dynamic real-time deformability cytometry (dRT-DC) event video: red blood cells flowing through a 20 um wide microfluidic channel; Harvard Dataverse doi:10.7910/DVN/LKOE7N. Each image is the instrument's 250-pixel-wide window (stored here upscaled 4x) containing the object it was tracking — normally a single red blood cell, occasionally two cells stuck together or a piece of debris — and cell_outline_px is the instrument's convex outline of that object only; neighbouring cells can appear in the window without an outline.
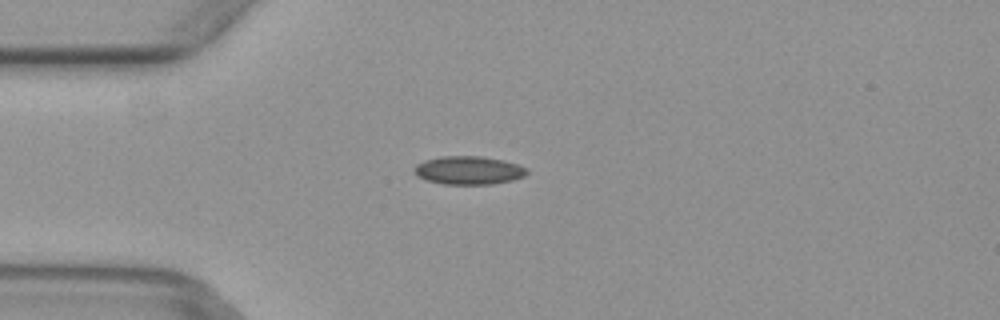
{"species": "common noctule bat (a hibernating species)", "species_latin": "Nyctalus noctula", "temperature_condition": "warm", "stored_images_in_passage": 3, "camera_frame_rate_fps": 3000, "um_per_image_px": 0.085, "animal": {"sex": "female", "body_mass_g": 29.2, "forearm_length_mm": 56.3}, "frame": {"image": 1, "passage_image": 3, "time_ms": 0.667, "image_size_px": [1000, 320], "cell_outline_px": [[528, 172], [524, 176], [512, 180], [492, 184], [444, 184], [424, 180], [416, 176], [412, 172], [412, 168], [416, 164], [424, 160], [440, 156], [480, 156], [504, 160], [528, 168]], "centroid_in_image_um": [39.77, 14.47], "position_along_channel_um": 45.2, "area_um2": 18.84}}